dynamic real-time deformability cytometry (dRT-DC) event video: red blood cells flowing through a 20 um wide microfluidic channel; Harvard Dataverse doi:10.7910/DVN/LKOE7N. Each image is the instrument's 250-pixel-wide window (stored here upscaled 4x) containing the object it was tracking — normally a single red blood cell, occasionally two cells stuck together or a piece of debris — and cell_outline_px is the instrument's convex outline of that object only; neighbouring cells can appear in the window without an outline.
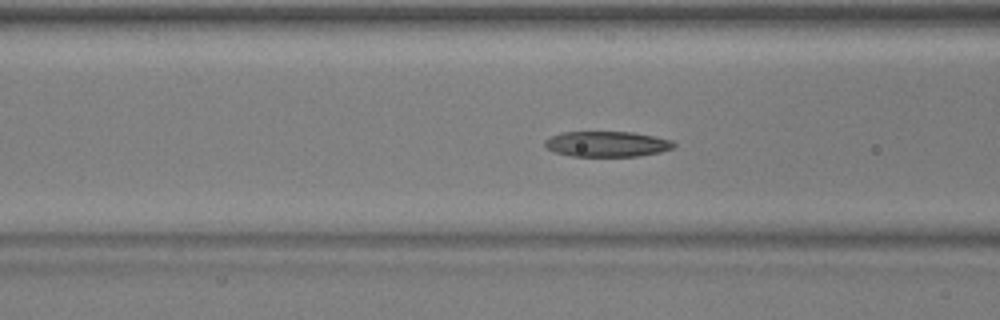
{"species": "common noctule bat (a hibernating species)", "species_latin": "Nyctalus noctula", "temperature_condition": "warm", "stored_images_in_passage": 52, "camera_frame_rate_fps": 3000, "um_per_image_px": 0.085, "animal": {"sex": "male", "body_mass_g": 17.9, "forearm_length_mm": 54.2}, "frame": {"image": 1, "passage_image": 20, "time_ms": 6.333, "image_size_px": [1000, 320], "cell_outline_px": [[676, 144], [672, 148], [660, 152], [636, 156], [572, 156], [552, 152], [544, 144], [544, 140], [552, 136], [564, 132], [632, 132], [672, 140]], "centroid_in_image_um": [51.57, 12.24], "position_along_channel_um": 115.0, "area_um2": 19.02}}
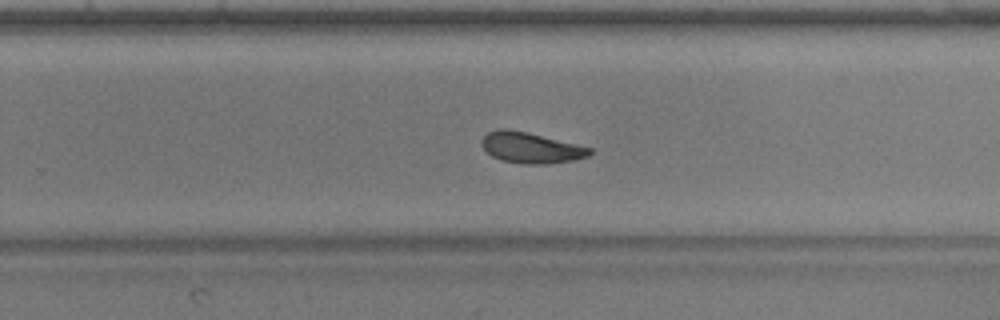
{"frame": {"image": 2, "passage_image": 33, "time_ms": 10.667, "image_size_px": [1000, 320], "cell_outline_px": [[592, 152], [588, 156], [572, 160], [548, 164], [524, 164], [500, 160], [492, 156], [480, 144], [480, 140], [488, 132], [500, 128], [504, 128], [528, 132], [592, 148]], "centroid_in_image_um": [45.09, 12.55], "position_along_channel_um": 284.7, "area_um2": 19.36}}
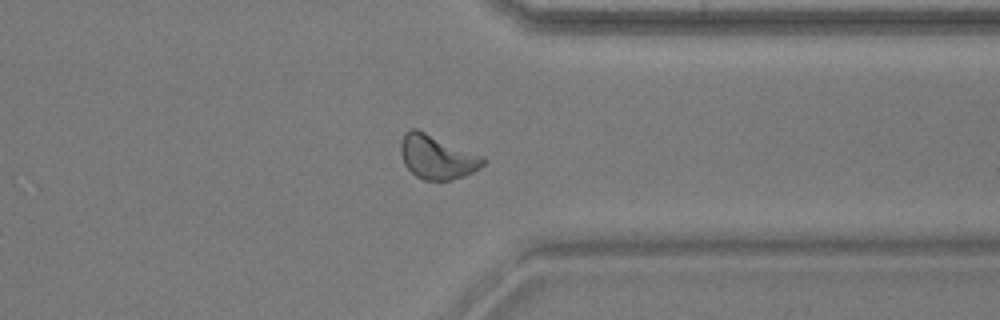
{"frame": {"image": 3, "passage_image": 40, "time_ms": 13.0, "image_size_px": [1000, 320], "cell_outline_px": [[484, 164], [480, 168], [464, 176], [452, 180], [424, 180], [416, 176], [404, 164], [400, 152], [400, 144], [404, 132], [412, 128], [416, 128], [484, 156]], "centroid_in_image_um": [37.13, 13.34], "position_along_channel_um": 374.3, "area_um2": 21.15}, "authors_computed_cell_mechanics": {"area_um2": 19.5364, "velocity_mm_per_s": 3.9144, "shape_relaxation_time_tau1_ms": 7.2033, "shape_relaxation_time_tau2_ms": 2.7416, "deformation_change_tau1": 0.2168, "deformation_change_tau2": 0.1005}}